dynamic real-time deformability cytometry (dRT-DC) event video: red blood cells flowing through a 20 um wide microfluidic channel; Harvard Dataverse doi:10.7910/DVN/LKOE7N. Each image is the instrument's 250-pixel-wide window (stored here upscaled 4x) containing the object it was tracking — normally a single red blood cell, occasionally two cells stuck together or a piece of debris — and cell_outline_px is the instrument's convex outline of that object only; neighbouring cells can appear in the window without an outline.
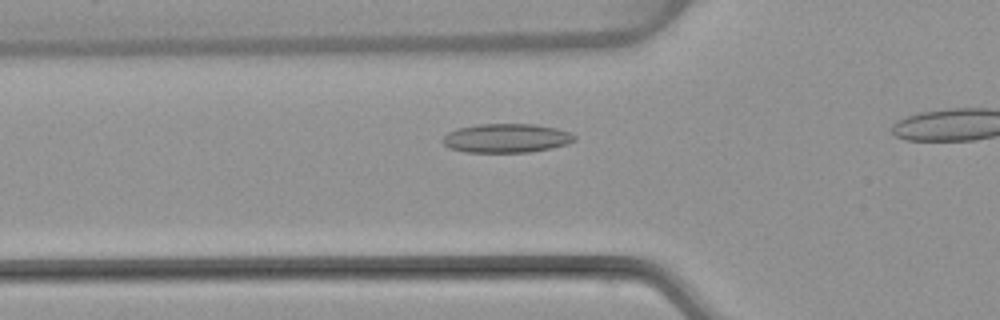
{"species": "common noctule bat (a hibernating species)", "species_latin": "Nyctalus noctula", "temperature_condition": "warm", "stored_images_in_passage": 19, "camera_frame_rate_fps": 3000, "um_per_image_px": 0.085, "animal": {"sex": "female", "body_mass_g": 22.7, "forearm_length_mm": 54.2}, "frame": {"image": 1, "passage_image": 4, "time_ms": 1.0, "image_size_px": [1000, 320], "cell_outline_px": [[576, 140], [568, 144], [552, 148], [528, 152], [464, 152], [448, 148], [444, 144], [444, 136], [448, 132], [460, 128], [480, 124], [536, 124], [556, 128], [572, 132], [576, 136]], "centroid_in_image_um": [43.1, 11.74], "position_along_channel_um": 82.7, "area_um2": 22.31}}
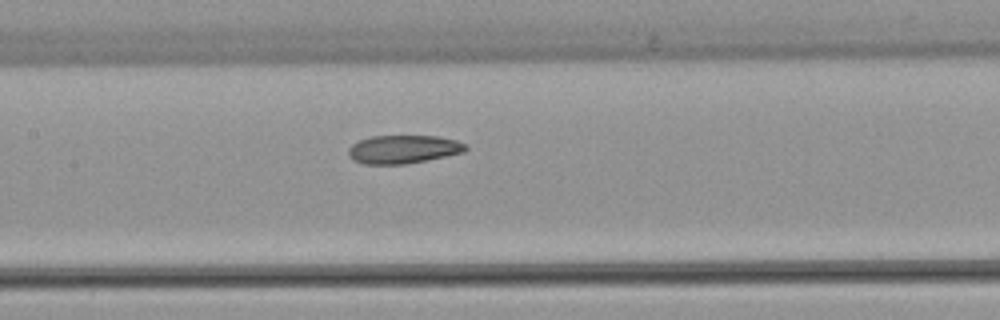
{"frame": {"image": 2, "passage_image": 11, "time_ms": 3.333, "image_size_px": [1000, 320], "cell_outline_px": [[468, 148], [464, 152], [404, 164], [364, 164], [352, 160], [348, 156], [348, 148], [352, 144], [360, 140], [372, 136], [436, 136], [456, 140], [468, 144]], "centroid_in_image_um": [34.26, 12.68], "position_along_channel_um": 173.1, "area_um2": 19.31}}